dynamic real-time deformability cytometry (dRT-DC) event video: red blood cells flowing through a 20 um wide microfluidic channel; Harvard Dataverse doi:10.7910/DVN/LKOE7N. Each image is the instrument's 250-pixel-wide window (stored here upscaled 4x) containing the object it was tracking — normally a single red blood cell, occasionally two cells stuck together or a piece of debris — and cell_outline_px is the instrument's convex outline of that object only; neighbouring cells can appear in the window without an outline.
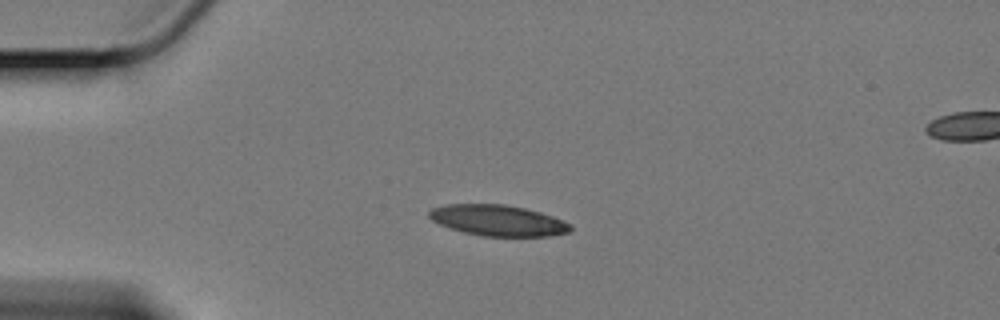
{"species": "Egyptian fruit bat (a non-hibernating species)", "species_latin": "Rousettus aegyptiacus", "temperature_condition": "cold", "stored_images_in_passage": 46, "camera_frame_rate_fps": 3000, "um_per_image_px": 0.085, "animal": {"sex": "female"}, "frame": {"image": 1, "passage_image": 1, "time_ms": 0.0, "image_size_px": [1000, 320], "cell_outline_px": [[572, 232], [552, 236], [484, 236], [464, 232], [440, 224], [432, 220], [428, 216], [428, 212], [432, 208], [444, 204], [504, 204], [524, 208], [540, 212], [552, 216], [572, 224]], "centroid_in_image_um": [42.36, 18.73], "position_along_channel_um": 42.6, "area_um2": 25.49}}
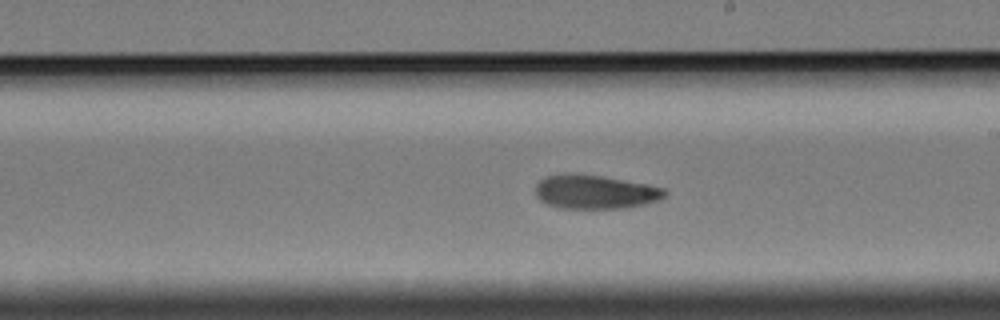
{"frame": {"image": 2, "passage_image": 21, "time_ms": 6.667, "image_size_px": [1000, 320], "cell_outline_px": [[668, 192], [660, 200], [644, 204], [624, 208], [560, 208], [548, 204], [540, 200], [536, 196], [536, 184], [544, 176], [564, 172], [576, 172], [648, 184], [664, 188]], "centroid_in_image_um": [50.55, 16.29], "position_along_channel_um": 238.4, "area_um2": 25.84}}
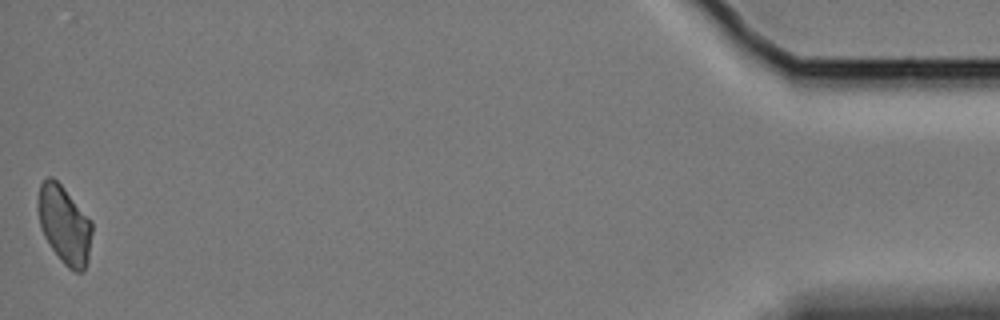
{"frame": {"image": 3, "passage_image": 46, "time_ms": 15.0, "image_size_px": [1000, 320], "cell_outline_px": [[92, 232], [88, 260], [84, 272], [76, 272], [68, 268], [60, 260], [44, 236], [40, 228], [36, 208], [36, 200], [40, 184], [48, 176], [52, 176], [64, 188], [92, 220]], "centroid_in_image_um": [5.45, 19.09], "position_along_channel_um": 429.7, "area_um2": 24.97}, "authors_computed_cell_mechanics": {"area_um2": 25.8366, "velocity_mm_per_s": 3.3286, "shape_relaxation_time_tau1_ms": 6.865, "shape_relaxation_time_tau2_ms": 4.6569, "deformation_change_tau1": 0.1551, "deformation_change_tau2": 0.0944}}